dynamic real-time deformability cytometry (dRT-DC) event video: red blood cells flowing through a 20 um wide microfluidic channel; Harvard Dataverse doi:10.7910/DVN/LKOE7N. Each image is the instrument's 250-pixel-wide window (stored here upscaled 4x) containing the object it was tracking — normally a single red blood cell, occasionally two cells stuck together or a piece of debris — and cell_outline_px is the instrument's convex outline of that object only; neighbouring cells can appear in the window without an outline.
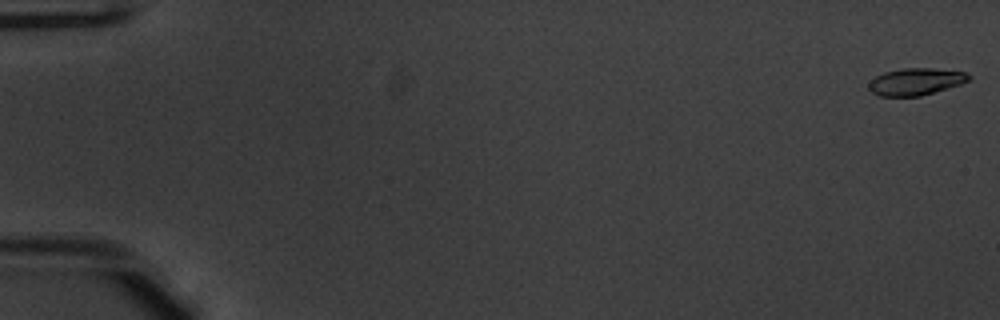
{"species": "common noctule bat (a hibernating species)", "species_latin": "Nyctalus noctula", "temperature_condition": "warm", "stored_images_in_passage": 53, "camera_frame_rate_fps": 3000, "um_per_image_px": 0.085, "animal": {"sex": "male", "body_mass_g": 20.1, "forearm_length_mm": 53.5}, "frame": {"image": 1, "passage_image": 1, "time_ms": 0.0, "image_size_px": [1000, 320], "cell_outline_px": [[972, 80], [960, 84], [920, 96], [880, 96], [872, 92], [868, 88], [868, 84], [876, 76], [884, 72], [900, 68], [932, 68], [968, 72], [972, 76]], "centroid_in_image_um": [77.87, 6.92], "position_along_channel_um": 7.1, "area_um2": 15.84}}
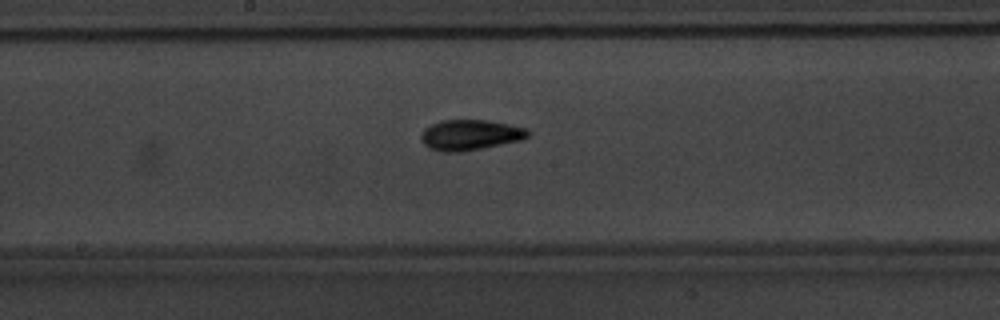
{"frame": {"image": 2, "passage_image": 29, "time_ms": 9.333, "image_size_px": [1000, 320], "cell_outline_px": [[532, 132], [524, 140], [460, 152], [444, 152], [428, 148], [420, 140], [420, 136], [424, 128], [440, 120], [484, 120], [508, 124], [528, 128]], "centroid_in_image_um": [39.98, 11.47], "position_along_channel_um": 208.2, "area_um2": 19.19}}
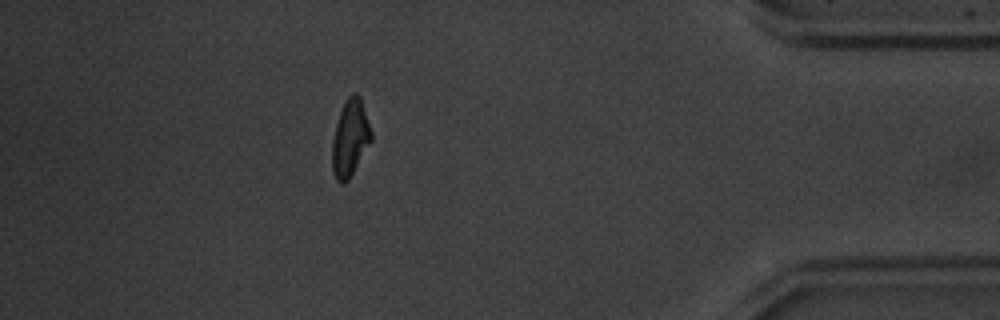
{"frame": {"image": 3, "passage_image": 47, "time_ms": 15.333, "image_size_px": [1000, 320], "cell_outline_px": [[372, 140], [348, 180], [344, 184], [340, 184], [336, 180], [332, 172], [332, 140], [336, 124], [344, 100], [352, 92], [356, 92], [360, 96], [372, 132]], "centroid_in_image_um": [29.75, 11.73], "position_along_channel_um": 405.4, "area_um2": 17.57}, "authors_computed_cell_mechanics": {"area_um2": 17.2244, "velocity_mm_per_s": 3.9503, "shape_relaxation_time_tau1_ms": 4.1105, "shape_relaxation_time_tau2_ms": 1.7341, "deformation_change_tau1": 0.1815, "deformation_change_tau2": 0.0694}}